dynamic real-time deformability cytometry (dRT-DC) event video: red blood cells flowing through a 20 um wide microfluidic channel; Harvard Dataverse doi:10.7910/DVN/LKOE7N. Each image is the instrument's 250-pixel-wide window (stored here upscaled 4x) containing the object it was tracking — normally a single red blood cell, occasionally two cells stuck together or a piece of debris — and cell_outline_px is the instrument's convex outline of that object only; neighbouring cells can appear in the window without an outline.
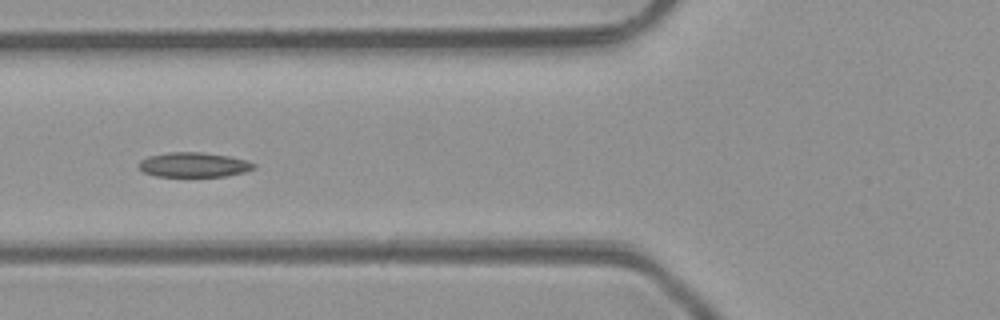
{"species": "common noctule bat (a hibernating species)", "species_latin": "Nyctalus noctula", "temperature_condition": "room temperature", "stored_images_in_passage": 5, "camera_frame_rate_fps": 3000, "um_per_image_px": 0.085, "animal": {"sex": "male", "body_mass_g": 23.1, "forearm_length_mm": 52.7}, "frame": {"image": 1, "passage_image": 4, "time_ms": 4.333, "image_size_px": [1000, 320], "cell_outline_px": [[256, 168], [244, 172], [228, 176], [156, 176], [144, 172], [140, 168], [140, 160], [148, 156], [168, 152], [200, 152], [228, 156], [248, 160], [256, 164]], "centroid_in_image_um": [16.51, 14.0], "position_along_channel_um": 109.3, "area_um2": 16.53}}
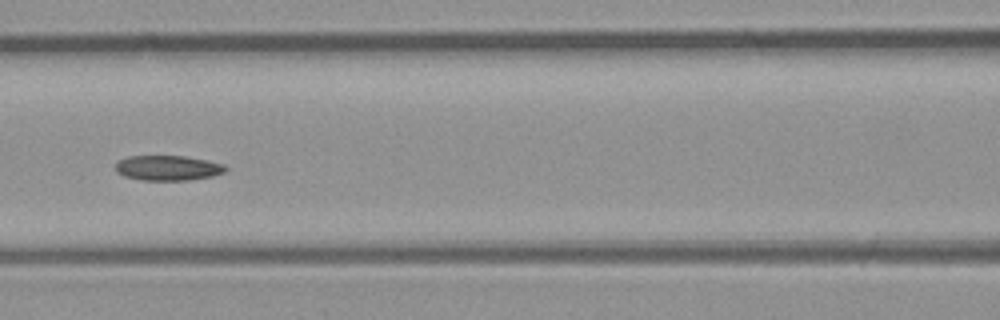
{"frame": {"image": 2, "passage_image": 5, "time_ms": 5.333, "image_size_px": [1000, 320], "cell_outline_px": [[228, 168], [224, 172], [212, 176], [188, 180], [140, 180], [124, 176], [116, 172], [116, 160], [128, 156], [184, 156], [208, 160], [224, 164]], "centroid_in_image_um": [14.25, 14.27], "position_along_channel_um": 152.3, "area_um2": 16.18}}